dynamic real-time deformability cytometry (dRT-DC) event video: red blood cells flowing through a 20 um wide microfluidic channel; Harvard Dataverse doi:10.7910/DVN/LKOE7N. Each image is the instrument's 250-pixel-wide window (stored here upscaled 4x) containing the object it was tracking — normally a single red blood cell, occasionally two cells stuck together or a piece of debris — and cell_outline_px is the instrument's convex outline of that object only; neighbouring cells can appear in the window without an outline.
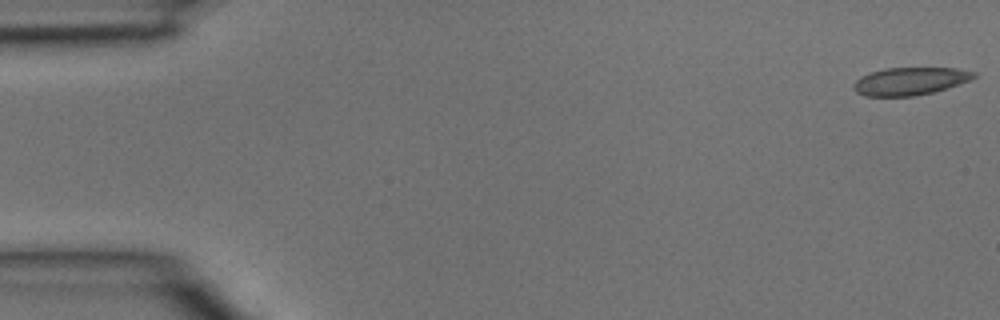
{"species": "common noctule bat (a hibernating species)", "species_latin": "Nyctalus noctula", "temperature_condition": "room temperature", "stored_images_in_passage": 41, "camera_frame_rate_fps": 3000, "um_per_image_px": 0.085, "animal": {"sex": "male", "body_mass_g": 15.6}, "frame": {"image": 1, "passage_image": 1, "time_ms": 0.0, "image_size_px": [1000, 320], "cell_outline_px": [[976, 76], [972, 80], [932, 92], [912, 96], [864, 96], [856, 92], [852, 88], [852, 84], [860, 76], [884, 68], [956, 68], [976, 72]], "centroid_in_image_um": [77.33, 6.9], "position_along_channel_um": 7.7, "area_um2": 19.42}}
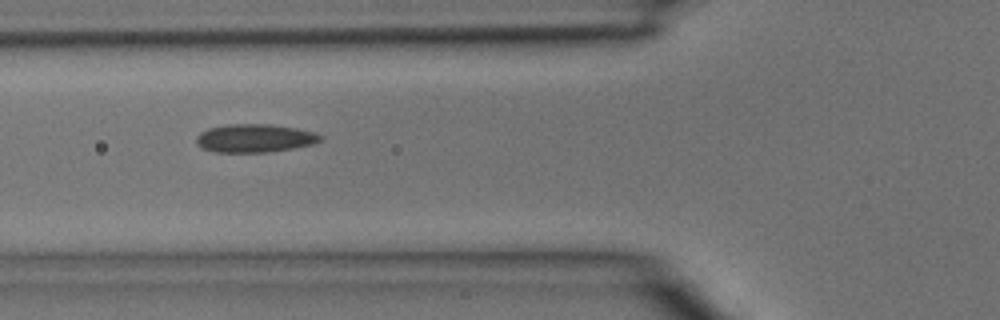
{"frame": {"image": 2, "passage_image": 15, "time_ms": 4.667, "image_size_px": [1000, 320], "cell_outline_px": [[324, 140], [312, 144], [292, 148], [268, 152], [212, 152], [196, 144], [196, 136], [200, 132], [208, 128], [228, 124], [268, 124], [296, 128], [316, 132], [324, 136]], "centroid_in_image_um": [21.67, 11.74], "position_along_channel_um": 104.1, "area_um2": 20.58}}
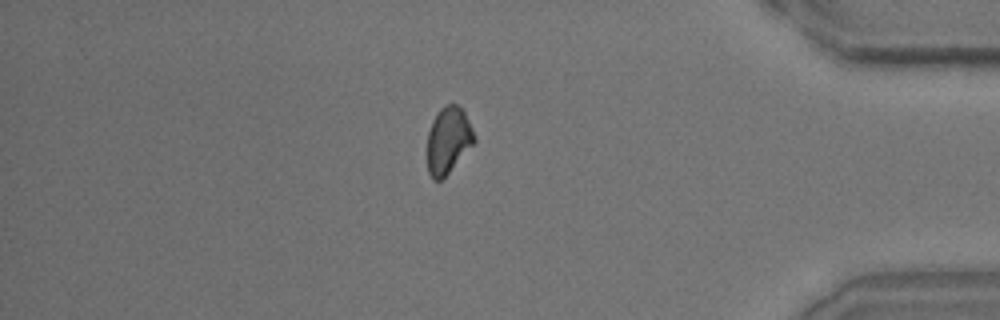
{"frame": {"image": 3, "passage_image": 35, "time_ms": 11.333, "image_size_px": [1000, 320], "cell_outline_px": [[476, 140], [448, 172], [440, 180], [432, 180], [428, 172], [428, 132], [432, 120], [440, 108], [444, 104], [456, 104], [464, 108], [476, 136]], "centroid_in_image_um": [38.11, 11.86], "position_along_channel_um": 397.1, "area_um2": 18.21}}